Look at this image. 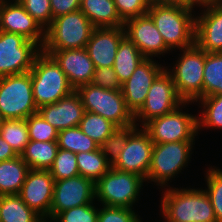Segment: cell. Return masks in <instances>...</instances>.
I'll return each mask as SVG.
<instances>
[{"label":"cell","mask_w":222,"mask_h":222,"mask_svg":"<svg viewBox=\"0 0 222 222\" xmlns=\"http://www.w3.org/2000/svg\"><path fill=\"white\" fill-rule=\"evenodd\" d=\"M98 203L77 206L58 213L53 222H98Z\"/></svg>","instance_id":"cell-38"},{"label":"cell","mask_w":222,"mask_h":222,"mask_svg":"<svg viewBox=\"0 0 222 222\" xmlns=\"http://www.w3.org/2000/svg\"><path fill=\"white\" fill-rule=\"evenodd\" d=\"M4 120H5V119L2 117V115H1V113H0V127H1V125H2V123H3Z\"/></svg>","instance_id":"cell-48"},{"label":"cell","mask_w":222,"mask_h":222,"mask_svg":"<svg viewBox=\"0 0 222 222\" xmlns=\"http://www.w3.org/2000/svg\"><path fill=\"white\" fill-rule=\"evenodd\" d=\"M204 190L210 198L217 222H222V169L210 166L204 171Z\"/></svg>","instance_id":"cell-34"},{"label":"cell","mask_w":222,"mask_h":222,"mask_svg":"<svg viewBox=\"0 0 222 222\" xmlns=\"http://www.w3.org/2000/svg\"><path fill=\"white\" fill-rule=\"evenodd\" d=\"M0 136L20 155L30 141L26 119L4 120Z\"/></svg>","instance_id":"cell-33"},{"label":"cell","mask_w":222,"mask_h":222,"mask_svg":"<svg viewBox=\"0 0 222 222\" xmlns=\"http://www.w3.org/2000/svg\"><path fill=\"white\" fill-rule=\"evenodd\" d=\"M145 180L137 174L111 167L95 183V200L107 207L134 209L141 198Z\"/></svg>","instance_id":"cell-5"},{"label":"cell","mask_w":222,"mask_h":222,"mask_svg":"<svg viewBox=\"0 0 222 222\" xmlns=\"http://www.w3.org/2000/svg\"><path fill=\"white\" fill-rule=\"evenodd\" d=\"M41 51L23 35L0 31V77L29 72Z\"/></svg>","instance_id":"cell-12"},{"label":"cell","mask_w":222,"mask_h":222,"mask_svg":"<svg viewBox=\"0 0 222 222\" xmlns=\"http://www.w3.org/2000/svg\"><path fill=\"white\" fill-rule=\"evenodd\" d=\"M123 27L125 36L137 46L145 58L160 59V56L172 53L148 14L125 21Z\"/></svg>","instance_id":"cell-17"},{"label":"cell","mask_w":222,"mask_h":222,"mask_svg":"<svg viewBox=\"0 0 222 222\" xmlns=\"http://www.w3.org/2000/svg\"><path fill=\"white\" fill-rule=\"evenodd\" d=\"M91 84L107 90H121L122 85L113 67L95 68Z\"/></svg>","instance_id":"cell-42"},{"label":"cell","mask_w":222,"mask_h":222,"mask_svg":"<svg viewBox=\"0 0 222 222\" xmlns=\"http://www.w3.org/2000/svg\"><path fill=\"white\" fill-rule=\"evenodd\" d=\"M29 72L33 97L38 109L58 102L75 91L59 64L43 51L37 55Z\"/></svg>","instance_id":"cell-4"},{"label":"cell","mask_w":222,"mask_h":222,"mask_svg":"<svg viewBox=\"0 0 222 222\" xmlns=\"http://www.w3.org/2000/svg\"><path fill=\"white\" fill-rule=\"evenodd\" d=\"M195 141H180L154 144L151 165L145 182L154 184L160 190L170 187L192 161ZM193 150V151H192ZM190 161V162H189ZM156 183V184H155Z\"/></svg>","instance_id":"cell-3"},{"label":"cell","mask_w":222,"mask_h":222,"mask_svg":"<svg viewBox=\"0 0 222 222\" xmlns=\"http://www.w3.org/2000/svg\"><path fill=\"white\" fill-rule=\"evenodd\" d=\"M95 28L120 27V19L113 0H81L80 9Z\"/></svg>","instance_id":"cell-23"},{"label":"cell","mask_w":222,"mask_h":222,"mask_svg":"<svg viewBox=\"0 0 222 222\" xmlns=\"http://www.w3.org/2000/svg\"><path fill=\"white\" fill-rule=\"evenodd\" d=\"M57 143L60 149L69 150L75 154L94 151L100 147L78 126L58 131Z\"/></svg>","instance_id":"cell-32"},{"label":"cell","mask_w":222,"mask_h":222,"mask_svg":"<svg viewBox=\"0 0 222 222\" xmlns=\"http://www.w3.org/2000/svg\"><path fill=\"white\" fill-rule=\"evenodd\" d=\"M55 180L72 178L79 175L76 154L65 149H58L52 166L49 168Z\"/></svg>","instance_id":"cell-35"},{"label":"cell","mask_w":222,"mask_h":222,"mask_svg":"<svg viewBox=\"0 0 222 222\" xmlns=\"http://www.w3.org/2000/svg\"><path fill=\"white\" fill-rule=\"evenodd\" d=\"M199 11L195 22V45L205 52H219L222 48V3L202 5Z\"/></svg>","instance_id":"cell-19"},{"label":"cell","mask_w":222,"mask_h":222,"mask_svg":"<svg viewBox=\"0 0 222 222\" xmlns=\"http://www.w3.org/2000/svg\"><path fill=\"white\" fill-rule=\"evenodd\" d=\"M95 200V183L81 175L55 180L50 219L58 213Z\"/></svg>","instance_id":"cell-14"},{"label":"cell","mask_w":222,"mask_h":222,"mask_svg":"<svg viewBox=\"0 0 222 222\" xmlns=\"http://www.w3.org/2000/svg\"><path fill=\"white\" fill-rule=\"evenodd\" d=\"M76 91L86 112L101 115L117 127L135 124L134 115L127 108L121 90H107L89 83L80 86Z\"/></svg>","instance_id":"cell-8"},{"label":"cell","mask_w":222,"mask_h":222,"mask_svg":"<svg viewBox=\"0 0 222 222\" xmlns=\"http://www.w3.org/2000/svg\"><path fill=\"white\" fill-rule=\"evenodd\" d=\"M222 94V55L205 52L203 97Z\"/></svg>","instance_id":"cell-30"},{"label":"cell","mask_w":222,"mask_h":222,"mask_svg":"<svg viewBox=\"0 0 222 222\" xmlns=\"http://www.w3.org/2000/svg\"><path fill=\"white\" fill-rule=\"evenodd\" d=\"M24 9L46 30L52 22L50 0H18Z\"/></svg>","instance_id":"cell-40"},{"label":"cell","mask_w":222,"mask_h":222,"mask_svg":"<svg viewBox=\"0 0 222 222\" xmlns=\"http://www.w3.org/2000/svg\"><path fill=\"white\" fill-rule=\"evenodd\" d=\"M144 59L137 46L125 36L119 43L113 66L121 84L131 77Z\"/></svg>","instance_id":"cell-26"},{"label":"cell","mask_w":222,"mask_h":222,"mask_svg":"<svg viewBox=\"0 0 222 222\" xmlns=\"http://www.w3.org/2000/svg\"><path fill=\"white\" fill-rule=\"evenodd\" d=\"M78 127L99 146H101L117 128L115 124L101 115L86 111Z\"/></svg>","instance_id":"cell-31"},{"label":"cell","mask_w":222,"mask_h":222,"mask_svg":"<svg viewBox=\"0 0 222 222\" xmlns=\"http://www.w3.org/2000/svg\"><path fill=\"white\" fill-rule=\"evenodd\" d=\"M178 52V59L171 63L173 65H165V70L171 75L178 95L184 102L194 104L203 98L205 51L193 45Z\"/></svg>","instance_id":"cell-6"},{"label":"cell","mask_w":222,"mask_h":222,"mask_svg":"<svg viewBox=\"0 0 222 222\" xmlns=\"http://www.w3.org/2000/svg\"><path fill=\"white\" fill-rule=\"evenodd\" d=\"M54 184L49 170L30 169L18 195L42 218L50 219Z\"/></svg>","instance_id":"cell-15"},{"label":"cell","mask_w":222,"mask_h":222,"mask_svg":"<svg viewBox=\"0 0 222 222\" xmlns=\"http://www.w3.org/2000/svg\"><path fill=\"white\" fill-rule=\"evenodd\" d=\"M165 69L154 58H145L131 77L121 85L127 108L135 115L146 101L148 91L156 77Z\"/></svg>","instance_id":"cell-16"},{"label":"cell","mask_w":222,"mask_h":222,"mask_svg":"<svg viewBox=\"0 0 222 222\" xmlns=\"http://www.w3.org/2000/svg\"><path fill=\"white\" fill-rule=\"evenodd\" d=\"M159 4L182 6L191 10H197L203 4L199 0H152ZM195 8V9H194Z\"/></svg>","instance_id":"cell-44"},{"label":"cell","mask_w":222,"mask_h":222,"mask_svg":"<svg viewBox=\"0 0 222 222\" xmlns=\"http://www.w3.org/2000/svg\"><path fill=\"white\" fill-rule=\"evenodd\" d=\"M41 116L58 131L79 126L84 115V106L80 95L75 90L58 102L38 109Z\"/></svg>","instance_id":"cell-22"},{"label":"cell","mask_w":222,"mask_h":222,"mask_svg":"<svg viewBox=\"0 0 222 222\" xmlns=\"http://www.w3.org/2000/svg\"><path fill=\"white\" fill-rule=\"evenodd\" d=\"M40 222H53L51 219L43 218Z\"/></svg>","instance_id":"cell-47"},{"label":"cell","mask_w":222,"mask_h":222,"mask_svg":"<svg viewBox=\"0 0 222 222\" xmlns=\"http://www.w3.org/2000/svg\"><path fill=\"white\" fill-rule=\"evenodd\" d=\"M160 191L159 208L164 222H217L210 198L202 187L171 185Z\"/></svg>","instance_id":"cell-1"},{"label":"cell","mask_w":222,"mask_h":222,"mask_svg":"<svg viewBox=\"0 0 222 222\" xmlns=\"http://www.w3.org/2000/svg\"><path fill=\"white\" fill-rule=\"evenodd\" d=\"M0 27L1 31L23 35L41 48L44 45L45 30L18 0H1Z\"/></svg>","instance_id":"cell-18"},{"label":"cell","mask_w":222,"mask_h":222,"mask_svg":"<svg viewBox=\"0 0 222 222\" xmlns=\"http://www.w3.org/2000/svg\"><path fill=\"white\" fill-rule=\"evenodd\" d=\"M192 103L184 102L172 112L151 120L143 127L154 144L197 140L195 139L199 134L197 114L188 113L186 108Z\"/></svg>","instance_id":"cell-9"},{"label":"cell","mask_w":222,"mask_h":222,"mask_svg":"<svg viewBox=\"0 0 222 222\" xmlns=\"http://www.w3.org/2000/svg\"><path fill=\"white\" fill-rule=\"evenodd\" d=\"M124 37L123 26L94 28L85 49L95 68L114 66L119 43Z\"/></svg>","instance_id":"cell-21"},{"label":"cell","mask_w":222,"mask_h":222,"mask_svg":"<svg viewBox=\"0 0 222 222\" xmlns=\"http://www.w3.org/2000/svg\"><path fill=\"white\" fill-rule=\"evenodd\" d=\"M29 139L35 141H57L58 130L49 124L39 112L26 118Z\"/></svg>","instance_id":"cell-37"},{"label":"cell","mask_w":222,"mask_h":222,"mask_svg":"<svg viewBox=\"0 0 222 222\" xmlns=\"http://www.w3.org/2000/svg\"><path fill=\"white\" fill-rule=\"evenodd\" d=\"M59 149L57 141L30 140L20 154L29 169L49 170Z\"/></svg>","instance_id":"cell-25"},{"label":"cell","mask_w":222,"mask_h":222,"mask_svg":"<svg viewBox=\"0 0 222 222\" xmlns=\"http://www.w3.org/2000/svg\"><path fill=\"white\" fill-rule=\"evenodd\" d=\"M17 156L16 151L0 136V162Z\"/></svg>","instance_id":"cell-45"},{"label":"cell","mask_w":222,"mask_h":222,"mask_svg":"<svg viewBox=\"0 0 222 222\" xmlns=\"http://www.w3.org/2000/svg\"><path fill=\"white\" fill-rule=\"evenodd\" d=\"M0 216V222H40L43 219L19 195L1 196Z\"/></svg>","instance_id":"cell-27"},{"label":"cell","mask_w":222,"mask_h":222,"mask_svg":"<svg viewBox=\"0 0 222 222\" xmlns=\"http://www.w3.org/2000/svg\"><path fill=\"white\" fill-rule=\"evenodd\" d=\"M51 55L59 64L69 83L77 90L80 86L91 83L95 66L85 47L64 50H42Z\"/></svg>","instance_id":"cell-20"},{"label":"cell","mask_w":222,"mask_h":222,"mask_svg":"<svg viewBox=\"0 0 222 222\" xmlns=\"http://www.w3.org/2000/svg\"><path fill=\"white\" fill-rule=\"evenodd\" d=\"M137 127L132 124L127 127H117L116 130L100 146L106 160L112 165L126 145L129 134Z\"/></svg>","instance_id":"cell-36"},{"label":"cell","mask_w":222,"mask_h":222,"mask_svg":"<svg viewBox=\"0 0 222 222\" xmlns=\"http://www.w3.org/2000/svg\"><path fill=\"white\" fill-rule=\"evenodd\" d=\"M147 14L172 52L195 45L196 11L151 1Z\"/></svg>","instance_id":"cell-2"},{"label":"cell","mask_w":222,"mask_h":222,"mask_svg":"<svg viewBox=\"0 0 222 222\" xmlns=\"http://www.w3.org/2000/svg\"><path fill=\"white\" fill-rule=\"evenodd\" d=\"M79 175L96 183L110 168L99 147L97 150L76 154Z\"/></svg>","instance_id":"cell-29"},{"label":"cell","mask_w":222,"mask_h":222,"mask_svg":"<svg viewBox=\"0 0 222 222\" xmlns=\"http://www.w3.org/2000/svg\"><path fill=\"white\" fill-rule=\"evenodd\" d=\"M94 28L81 10L54 18L51 25L45 30L42 50L84 48L90 40Z\"/></svg>","instance_id":"cell-7"},{"label":"cell","mask_w":222,"mask_h":222,"mask_svg":"<svg viewBox=\"0 0 222 222\" xmlns=\"http://www.w3.org/2000/svg\"><path fill=\"white\" fill-rule=\"evenodd\" d=\"M29 167L20 155L0 162V195H18Z\"/></svg>","instance_id":"cell-24"},{"label":"cell","mask_w":222,"mask_h":222,"mask_svg":"<svg viewBox=\"0 0 222 222\" xmlns=\"http://www.w3.org/2000/svg\"><path fill=\"white\" fill-rule=\"evenodd\" d=\"M0 13H1V0H0ZM0 31H1V27H0Z\"/></svg>","instance_id":"cell-49"},{"label":"cell","mask_w":222,"mask_h":222,"mask_svg":"<svg viewBox=\"0 0 222 222\" xmlns=\"http://www.w3.org/2000/svg\"><path fill=\"white\" fill-rule=\"evenodd\" d=\"M52 20L80 9L81 0H50Z\"/></svg>","instance_id":"cell-43"},{"label":"cell","mask_w":222,"mask_h":222,"mask_svg":"<svg viewBox=\"0 0 222 222\" xmlns=\"http://www.w3.org/2000/svg\"><path fill=\"white\" fill-rule=\"evenodd\" d=\"M183 103L171 75L164 69L153 81L145 103L134 115L135 124L144 127L151 120L172 112Z\"/></svg>","instance_id":"cell-11"},{"label":"cell","mask_w":222,"mask_h":222,"mask_svg":"<svg viewBox=\"0 0 222 222\" xmlns=\"http://www.w3.org/2000/svg\"><path fill=\"white\" fill-rule=\"evenodd\" d=\"M36 112L30 72L0 77V113L5 120L26 119Z\"/></svg>","instance_id":"cell-10"},{"label":"cell","mask_w":222,"mask_h":222,"mask_svg":"<svg viewBox=\"0 0 222 222\" xmlns=\"http://www.w3.org/2000/svg\"><path fill=\"white\" fill-rule=\"evenodd\" d=\"M120 19L125 22L131 18L147 14L152 0H113Z\"/></svg>","instance_id":"cell-41"},{"label":"cell","mask_w":222,"mask_h":222,"mask_svg":"<svg viewBox=\"0 0 222 222\" xmlns=\"http://www.w3.org/2000/svg\"><path fill=\"white\" fill-rule=\"evenodd\" d=\"M98 222H143L135 209L98 205ZM101 207V208H100Z\"/></svg>","instance_id":"cell-39"},{"label":"cell","mask_w":222,"mask_h":222,"mask_svg":"<svg viewBox=\"0 0 222 222\" xmlns=\"http://www.w3.org/2000/svg\"><path fill=\"white\" fill-rule=\"evenodd\" d=\"M153 146L149 133L143 127H136L129 134L123 151L111 167L137 174L146 181Z\"/></svg>","instance_id":"cell-13"},{"label":"cell","mask_w":222,"mask_h":222,"mask_svg":"<svg viewBox=\"0 0 222 222\" xmlns=\"http://www.w3.org/2000/svg\"><path fill=\"white\" fill-rule=\"evenodd\" d=\"M195 104L200 105V113L197 115L198 133L203 128L222 130V94L203 97Z\"/></svg>","instance_id":"cell-28"},{"label":"cell","mask_w":222,"mask_h":222,"mask_svg":"<svg viewBox=\"0 0 222 222\" xmlns=\"http://www.w3.org/2000/svg\"><path fill=\"white\" fill-rule=\"evenodd\" d=\"M203 5L213 4V3H222V0H199Z\"/></svg>","instance_id":"cell-46"}]
</instances>
